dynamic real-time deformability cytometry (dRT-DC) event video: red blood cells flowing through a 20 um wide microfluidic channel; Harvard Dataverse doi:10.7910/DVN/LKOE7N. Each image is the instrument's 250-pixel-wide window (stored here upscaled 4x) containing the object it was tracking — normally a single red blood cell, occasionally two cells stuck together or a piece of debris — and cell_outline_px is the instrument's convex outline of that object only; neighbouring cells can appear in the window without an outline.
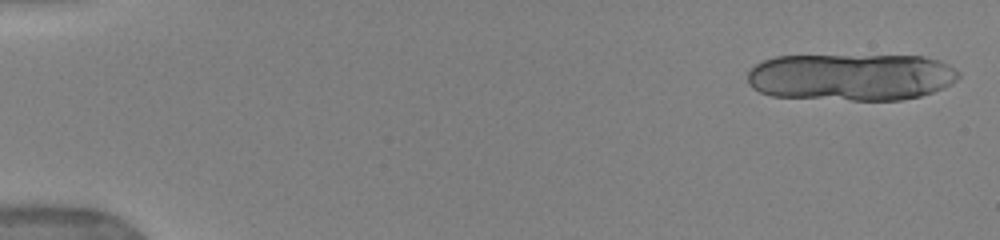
{"species": "human", "species_latin": "Homo sapiens", "temperature_condition": "warm", "stored_images_in_passage": 14, "camera_frame_rate_fps": 3000, "um_per_image_px": 0.085, "donor": {"sex": "female"}, "frame": {"image": 1, "passage_image": 1, "time_ms": 0.0, "image_size_px": [1000, 240], "cell_outline_px": [[960, 76], [952, 84], [944, 88], [920, 96], [900, 100], [852, 100], [772, 96], [760, 92], [752, 88], [748, 84], [748, 72], [756, 64], [764, 60], [776, 56], [924, 56], [940, 60], [960, 72]], "centroid_in_image_um": [72.36, 6.55], "position_along_channel_um": 12.6, "area_um2": 58.2}}